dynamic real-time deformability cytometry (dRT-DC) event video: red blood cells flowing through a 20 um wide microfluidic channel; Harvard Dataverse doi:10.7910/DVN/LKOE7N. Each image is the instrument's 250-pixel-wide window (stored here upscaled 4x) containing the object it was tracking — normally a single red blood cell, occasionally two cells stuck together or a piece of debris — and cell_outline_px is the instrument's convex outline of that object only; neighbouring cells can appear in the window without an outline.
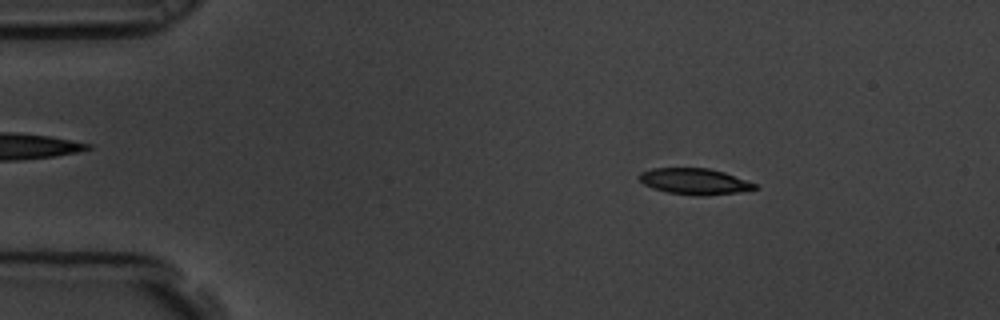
{"species": "common noctule bat (a hibernating species)", "species_latin": "Nyctalus noctula", "temperature_condition": "room temperature", "stored_images_in_passage": 58, "camera_frame_rate_fps": 3000, "um_per_image_px": 0.085, "animal": {"sex": "male", "body_mass_g": 19.5, "forearm_length_mm": 54.6}, "frame": {"image": 1, "passage_image": 8, "time_ms": 2.333, "image_size_px": [1000, 320], "cell_outline_px": [[760, 188], [740, 192], [704, 196], [696, 196], [668, 192], [652, 188], [644, 184], [640, 180], [640, 172], [652, 168], [708, 168], [724, 172], [756, 184]], "centroid_in_image_um": [59.05, 15.42], "position_along_channel_um": 25.9, "area_um2": 17.57}}
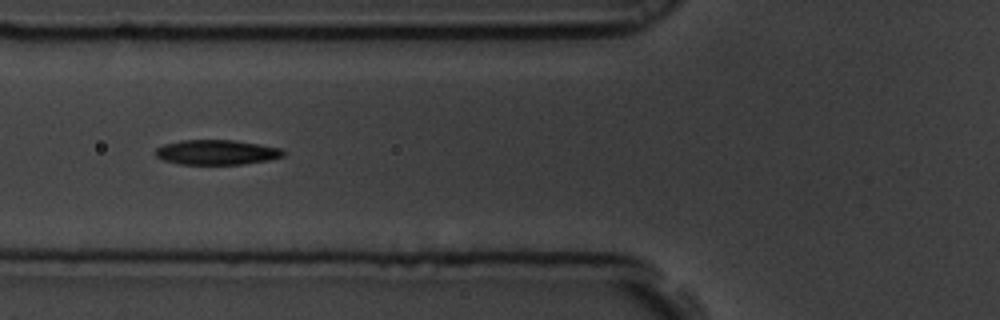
{"frame": {"image": 2, "passage_image": 21, "time_ms": 6.667, "image_size_px": [1000, 320], "cell_outline_px": [[284, 156], [268, 160], [240, 164], [180, 164], [164, 160], [156, 156], [156, 148], [164, 144], [180, 140], [232, 140], [260, 144], [280, 148], [284, 152]], "centroid_in_image_um": [18.4, 12.94], "position_along_channel_um": 107.4, "area_um2": 18.38}}
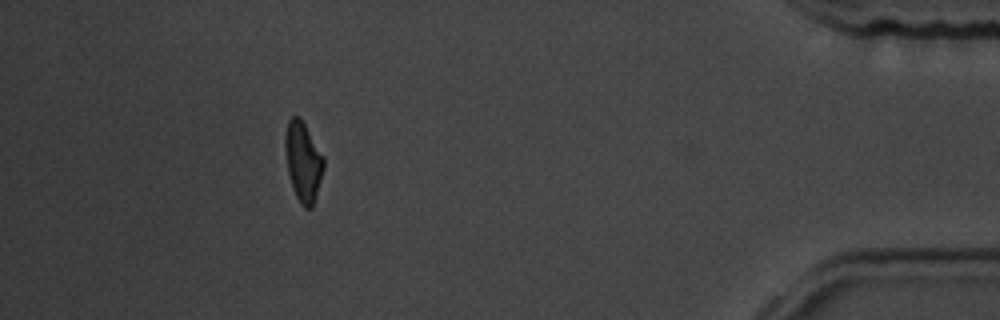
{"frame": {"image": 3, "passage_image": 52, "time_ms": 17.0, "image_size_px": [1000, 320], "cell_outline_px": [[324, 168], [312, 208], [304, 208], [300, 204], [292, 188], [288, 172], [284, 148], [284, 136], [288, 120], [292, 116], [300, 116], [324, 156]], "centroid_in_image_um": [25.75, 13.71], "position_along_channel_um": 409.5, "area_um2": 18.03}, "authors_computed_cell_mechanics": {"area_um2": 18.4093, "velocity_mm_per_s": 3.4691, "shape_relaxation_time_tau1_ms": 4.0451, "shape_relaxation_time_tau2_ms": 2.9135, "deformation_change_tau1": 0.1553, "deformation_change_tau2": 0.0879}}